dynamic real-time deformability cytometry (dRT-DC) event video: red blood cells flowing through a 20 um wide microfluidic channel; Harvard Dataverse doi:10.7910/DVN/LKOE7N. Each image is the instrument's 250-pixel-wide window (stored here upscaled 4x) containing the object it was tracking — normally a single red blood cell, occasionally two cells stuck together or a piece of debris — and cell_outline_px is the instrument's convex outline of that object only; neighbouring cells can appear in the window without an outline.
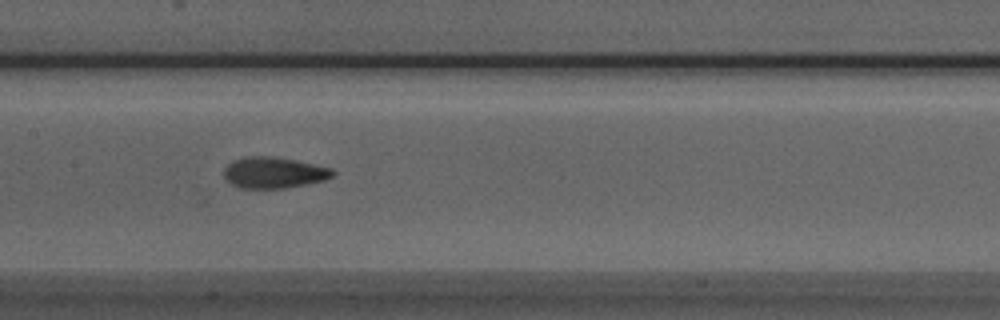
{"species": "Egyptian fruit bat (a non-hibernating species)", "species_latin": "Rousettus aegyptiacus", "temperature_condition": "room temperature", "stored_images_in_passage": 51, "camera_frame_rate_fps": 3000, "um_per_image_px": 0.085, "animal": {"sex": "male"}, "frame": {"image": 1, "passage_image": 24, "time_ms": 7.667, "image_size_px": [1000, 320], "cell_outline_px": [[336, 172], [332, 176], [324, 180], [284, 188], [240, 188], [232, 184], [224, 176], [224, 168], [232, 160], [244, 156], [276, 156], [296, 160], [328, 168]], "centroid_in_image_um": [23.22, 14.66], "position_along_channel_um": 184.2, "area_um2": 19.59}}
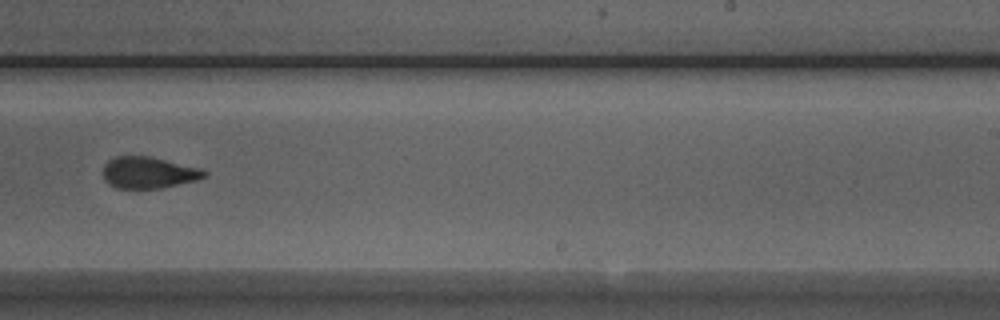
{"frame": {"image": 2, "passage_image": 31, "time_ms": 10.0, "image_size_px": [1000, 320], "cell_outline_px": [[208, 172], [204, 176], [196, 180], [160, 188], [116, 188], [108, 184], [104, 180], [104, 164], [108, 160], [116, 156], [148, 156], [200, 168]], "centroid_in_image_um": [12.58, 14.67], "position_along_channel_um": 276.4, "area_um2": 18.38}}
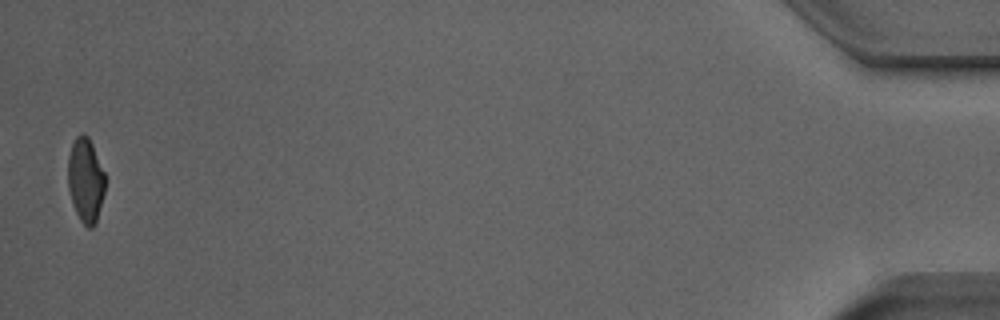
{"frame": {"image": 3, "passage_image": 50, "time_ms": 16.333, "image_size_px": [1000, 320], "cell_outline_px": [[104, 192], [96, 224], [92, 228], [88, 228], [80, 220], [76, 212], [68, 188], [68, 156], [72, 144], [76, 136], [80, 132], [84, 132], [88, 136], [92, 144], [104, 172]], "centroid_in_image_um": [7.27, 15.3], "position_along_channel_um": 427.9, "area_um2": 18.21}, "authors_computed_cell_mechanics": {"area_um2": 19.0162, "velocity_mm_per_s": 3.9847, "shape_relaxation_time_tau1_ms": 6.5849, "shape_relaxation_time_tau2_ms": 1.491, "deformation_change_tau1": 0.1709, "deformation_change_tau2": 0.0876}}